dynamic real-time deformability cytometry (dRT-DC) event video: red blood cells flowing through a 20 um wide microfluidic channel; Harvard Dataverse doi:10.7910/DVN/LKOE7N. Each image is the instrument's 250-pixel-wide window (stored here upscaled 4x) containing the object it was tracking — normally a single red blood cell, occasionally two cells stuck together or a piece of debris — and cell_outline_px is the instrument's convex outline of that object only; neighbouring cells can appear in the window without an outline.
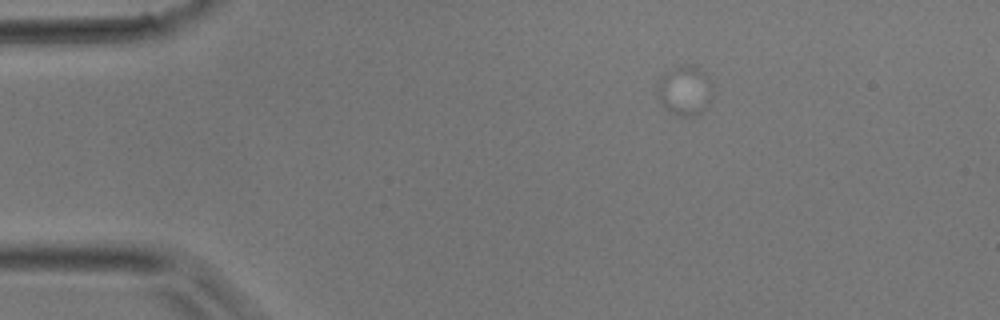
{"species": "common noctule bat (a hibernating species)", "species_latin": "Nyctalus noctula", "temperature_condition": "room temperature", "stored_images_in_passage": 9, "camera_frame_rate_fps": 3000, "um_per_image_px": 0.085, "animal": {"sex": "male", "body_mass_g": 17.9}, "frame": {"image": 1, "passage_image": 1, "time_ms": 0.0, "image_size_px": [1000, 320], "cell_outline_px": [[712, 96], [708, 104], [700, 116], [676, 116], [668, 112], [664, 108], [656, 96], [656, 84], [660, 76], [684, 64], [696, 64], [708, 76], [712, 88]], "centroid_in_image_um": [58.19, 7.72], "position_along_channel_um": 26.8, "area_um2": 16.59}}
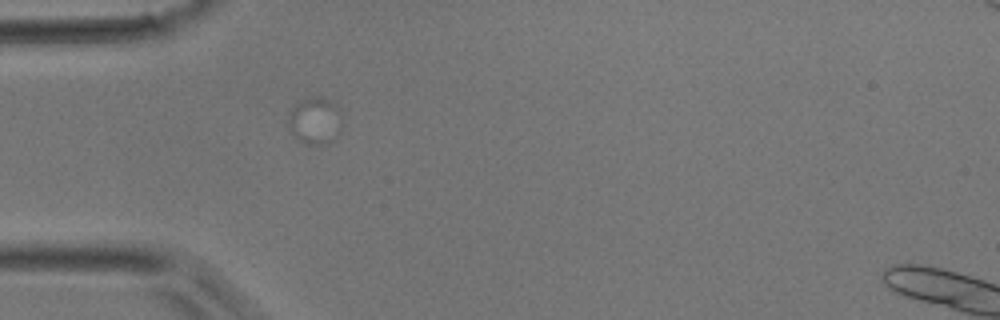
{"frame": {"image": 2, "passage_image": 7, "time_ms": 2.0, "image_size_px": [1000, 320], "cell_outline_px": [[344, 124], [340, 132], [328, 144], [304, 144], [292, 132], [288, 124], [288, 112], [296, 104], [304, 100], [316, 96], [320, 96], [336, 104], [340, 108]], "centroid_in_image_um": [26.84, 10.26], "position_along_channel_um": 58.2, "area_um2": 14.91}}